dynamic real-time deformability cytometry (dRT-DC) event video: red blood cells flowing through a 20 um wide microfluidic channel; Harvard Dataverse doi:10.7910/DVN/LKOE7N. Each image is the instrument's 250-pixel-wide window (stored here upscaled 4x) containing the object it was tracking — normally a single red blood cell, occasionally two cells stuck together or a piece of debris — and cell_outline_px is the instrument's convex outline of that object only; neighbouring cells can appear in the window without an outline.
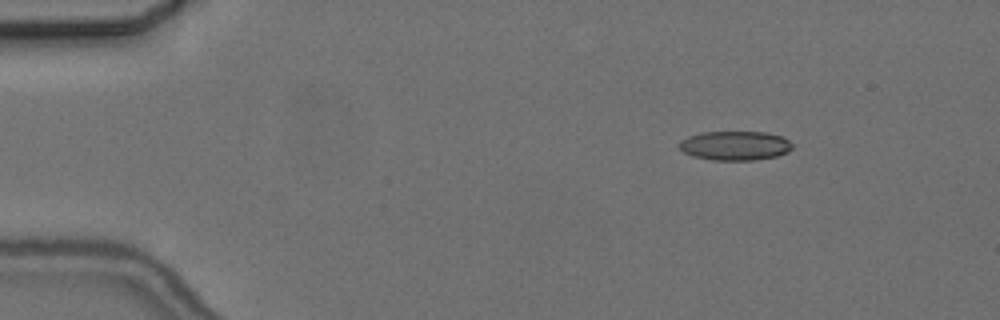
{"species": "common noctule bat (a hibernating species)", "species_latin": "Nyctalus noctula", "temperature_condition": "cold", "stored_images_in_passage": 6, "camera_frame_rate_fps": 3000, "um_per_image_px": 0.085, "animal": {"sex": "female", "body_mass_g": 24.6, "forearm_length_mm": 56.2}, "frame": {"image": 1, "passage_image": 3, "time_ms": 2.333, "image_size_px": [1000, 320], "cell_outline_px": [[792, 148], [788, 152], [776, 156], [752, 160], [712, 160], [692, 156], [684, 152], [680, 148], [680, 140], [688, 136], [704, 132], [764, 132], [784, 136], [792, 144]], "centroid_in_image_um": [62.49, 12.38], "position_along_channel_um": 22.5, "area_um2": 19.25}}
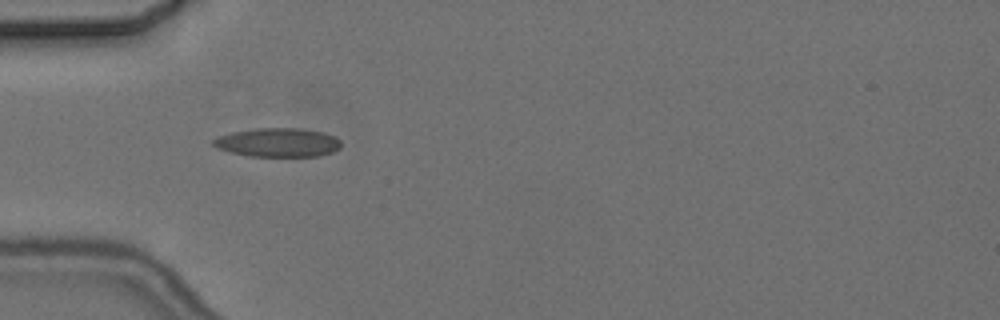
{"frame": {"image": 2, "passage_image": 5, "time_ms": 5.667, "image_size_px": [1000, 320], "cell_outline_px": [[340, 148], [332, 152], [320, 156], [248, 156], [216, 148], [212, 144], [212, 140], [216, 136], [232, 132], [256, 128], [300, 128], [324, 132], [336, 136], [340, 140]], "centroid_in_image_um": [23.62, 12.1], "position_along_channel_um": 61.4, "area_um2": 21.68}}